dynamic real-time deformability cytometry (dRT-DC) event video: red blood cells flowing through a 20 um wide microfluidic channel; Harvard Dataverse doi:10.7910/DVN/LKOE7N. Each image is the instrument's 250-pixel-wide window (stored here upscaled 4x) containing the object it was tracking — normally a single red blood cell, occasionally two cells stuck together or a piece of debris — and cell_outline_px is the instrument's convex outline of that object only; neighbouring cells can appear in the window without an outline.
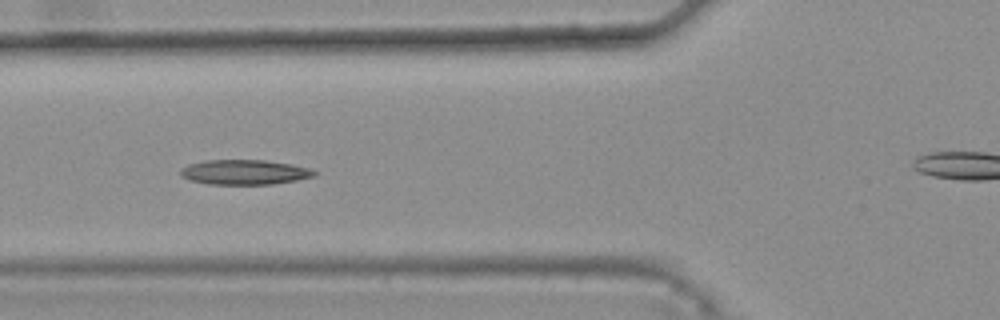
{"species": "common noctule bat (a hibernating species)", "species_latin": "Nyctalus noctula", "temperature_condition": "warm", "stored_images_in_passage": 31, "camera_frame_rate_fps": 3000, "um_per_image_px": 0.085, "animal": {"sex": "female", "body_mass_g": 25.1}, "frame": {"image": 1, "passage_image": 6, "time_ms": 1.667, "image_size_px": [1000, 320], "cell_outline_px": [[320, 172], [316, 176], [296, 180], [272, 184], [208, 184], [192, 180], [180, 176], [180, 168], [188, 164], [204, 160], [264, 160], [292, 164], [308, 168]], "centroid_in_image_um": [20.79, 14.63], "position_along_channel_um": 105.0, "area_um2": 19.48}}